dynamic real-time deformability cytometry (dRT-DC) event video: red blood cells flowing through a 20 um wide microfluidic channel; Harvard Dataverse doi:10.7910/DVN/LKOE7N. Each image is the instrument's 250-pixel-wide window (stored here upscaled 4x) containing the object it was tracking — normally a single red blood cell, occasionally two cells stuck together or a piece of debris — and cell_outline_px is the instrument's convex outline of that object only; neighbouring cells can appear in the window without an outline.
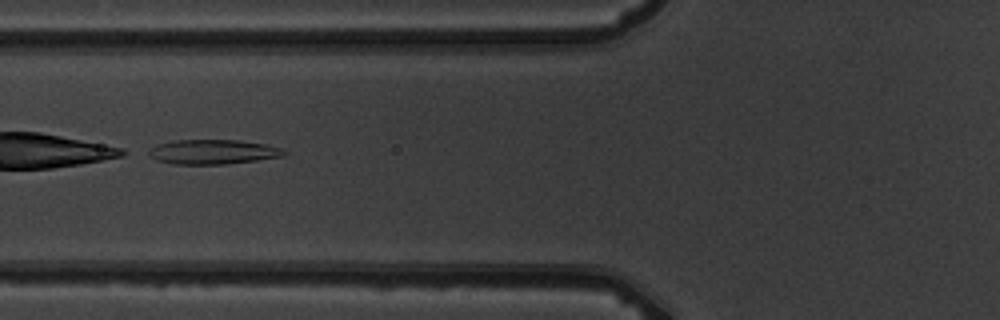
{"species": "common noctule bat (a hibernating species)", "species_latin": "Nyctalus noctula", "temperature_condition": "warm", "stored_images_in_passage": 8, "camera_frame_rate_fps": 3000, "um_per_image_px": 0.085, "animal": {"sex": "male", "body_mass_g": 19.5, "forearm_length_mm": 54.6}, "frame": {"image": 1, "passage_image": 7, "time_ms": 7.0, "image_size_px": [1000, 320], "cell_outline_px": [[284, 156], [228, 164], [172, 164], [156, 160], [144, 152], [156, 144], [172, 140], [236, 140], [268, 144], [284, 148]], "centroid_in_image_um": [18.05, 12.9], "position_along_channel_um": 107.7, "area_um2": 19.65}}
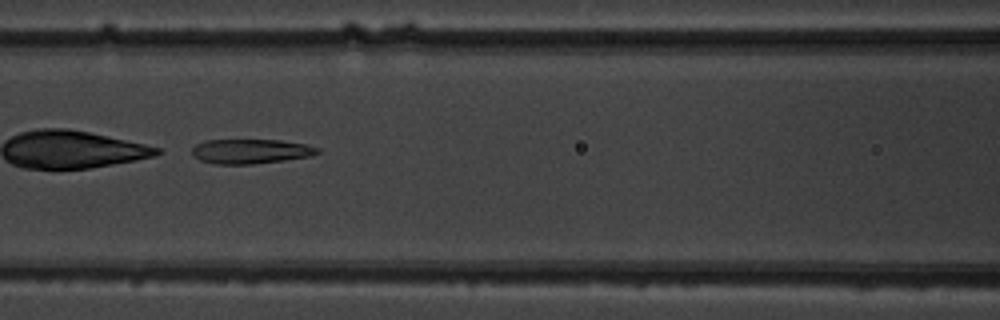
{"frame": {"image": 2, "passage_image": 8, "time_ms": 8.0, "image_size_px": [1000, 320], "cell_outline_px": [[320, 152], [312, 156], [284, 160], [252, 164], [212, 164], [200, 160], [192, 156], [192, 148], [196, 144], [204, 140], [280, 140], [308, 144], [320, 148]], "centroid_in_image_um": [21.31, 12.86], "position_along_channel_um": 145.3, "area_um2": 18.21}}